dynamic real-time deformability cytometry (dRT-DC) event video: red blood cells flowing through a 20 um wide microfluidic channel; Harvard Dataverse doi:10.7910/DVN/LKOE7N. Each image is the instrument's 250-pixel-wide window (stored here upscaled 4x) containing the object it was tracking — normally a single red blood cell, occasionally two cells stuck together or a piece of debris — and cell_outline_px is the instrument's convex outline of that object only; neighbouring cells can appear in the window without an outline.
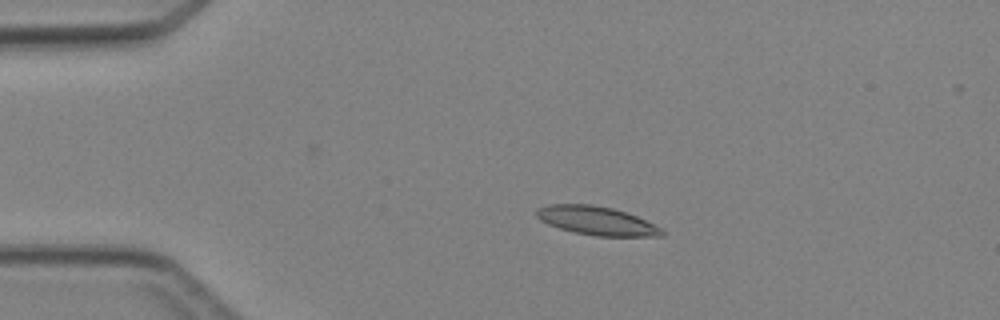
{"species": "Egyptian fruit bat (a non-hibernating species)", "species_latin": "Rousettus aegyptiacus", "temperature_condition": "cold", "stored_images_in_passage": 5, "camera_frame_rate_fps": 3000, "um_per_image_px": 0.085, "animal": {"sex": "female"}, "frame": {"image": 1, "passage_image": 3, "time_ms": 2.333, "image_size_px": [1000, 320], "cell_outline_px": [[664, 236], [596, 236], [576, 232], [560, 228], [548, 224], [540, 220], [536, 216], [536, 208], [548, 204], [592, 204], [612, 208], [628, 212], [660, 228], [664, 232]], "centroid_in_image_um": [50.68, 18.75], "position_along_channel_um": 34.3, "area_um2": 20.81}}